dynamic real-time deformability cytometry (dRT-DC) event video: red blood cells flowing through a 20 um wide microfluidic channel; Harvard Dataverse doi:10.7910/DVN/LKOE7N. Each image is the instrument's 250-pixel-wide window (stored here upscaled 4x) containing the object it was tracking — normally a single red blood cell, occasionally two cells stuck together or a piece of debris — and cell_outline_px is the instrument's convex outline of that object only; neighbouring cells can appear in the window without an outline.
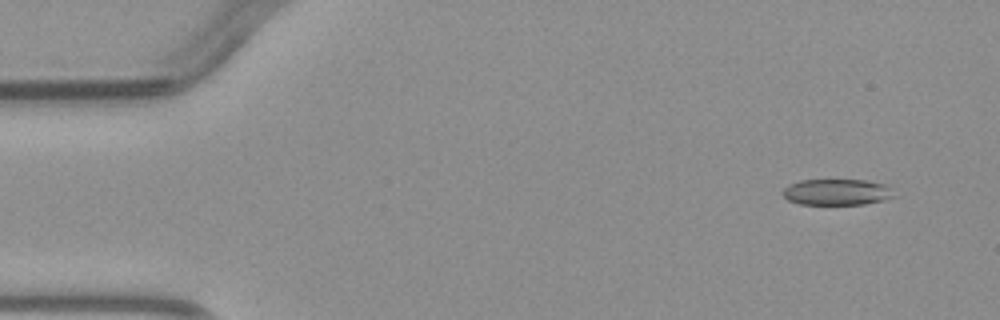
{"species": "common noctule bat (a hibernating species)", "species_latin": "Nyctalus noctula", "temperature_condition": "warm", "stored_images_in_passage": 3, "camera_frame_rate_fps": 3000, "um_per_image_px": 0.085, "animal": {"sex": "male", "body_mass_g": 23.1, "forearm_length_mm": 52.7}, "frame": {"image": 1, "passage_image": 1, "time_ms": 0.0, "image_size_px": [1000, 320], "cell_outline_px": [[896, 196], [884, 200], [864, 204], [800, 204], [788, 200], [780, 192], [788, 184], [800, 180], [864, 180], [884, 184]], "centroid_in_image_um": [71.08, 16.32], "position_along_channel_um": 13.9, "area_um2": 16.88}}
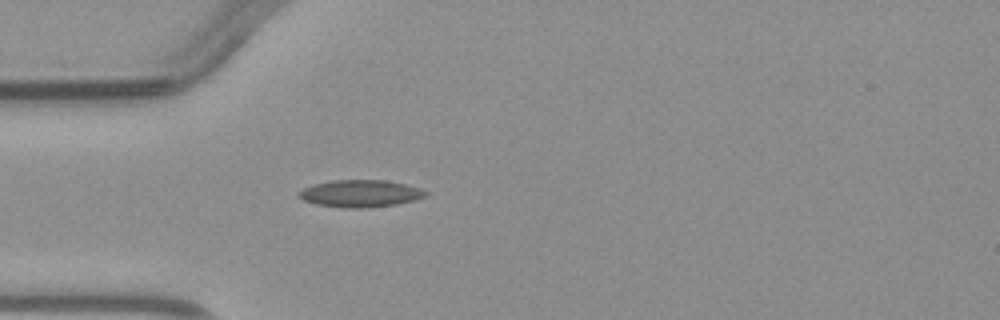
{"frame": {"image": 2, "passage_image": 3, "time_ms": 3.333, "image_size_px": [1000, 320], "cell_outline_px": [[428, 196], [396, 204], [360, 208], [340, 208], [316, 204], [304, 200], [296, 196], [296, 192], [312, 184], [332, 180], [384, 180], [404, 184], [420, 188], [428, 192]], "centroid_in_image_um": [30.57, 16.44], "position_along_channel_um": 54.4, "area_um2": 20.11}}